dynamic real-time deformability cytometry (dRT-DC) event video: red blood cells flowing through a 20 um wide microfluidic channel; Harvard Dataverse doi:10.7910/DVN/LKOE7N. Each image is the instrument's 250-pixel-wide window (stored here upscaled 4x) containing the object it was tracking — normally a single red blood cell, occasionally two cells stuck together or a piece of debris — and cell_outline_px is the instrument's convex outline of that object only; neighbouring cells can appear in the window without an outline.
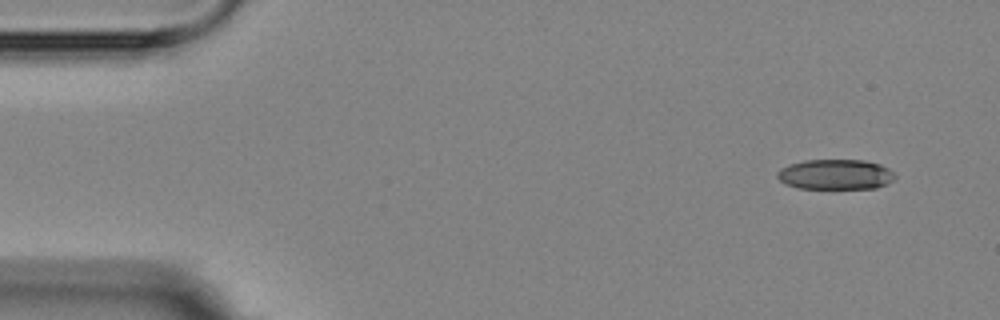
{"species": "Egyptian fruit bat (a non-hibernating species)", "species_latin": "Rousettus aegyptiacus", "temperature_condition": "room temperature", "stored_images_in_passage": 5, "camera_frame_rate_fps": 3000, "um_per_image_px": 0.085, "animal": {"sex": "female"}, "frame": {"image": 1, "passage_image": 1, "time_ms": 0.0, "image_size_px": [1000, 320], "cell_outline_px": [[896, 176], [888, 184], [876, 188], [800, 188], [788, 184], [780, 180], [776, 176], [776, 172], [780, 168], [804, 160], [864, 160], [880, 164], [888, 168]], "centroid_in_image_um": [71.03, 14.82], "position_along_channel_um": 14.0, "area_um2": 20.58}}